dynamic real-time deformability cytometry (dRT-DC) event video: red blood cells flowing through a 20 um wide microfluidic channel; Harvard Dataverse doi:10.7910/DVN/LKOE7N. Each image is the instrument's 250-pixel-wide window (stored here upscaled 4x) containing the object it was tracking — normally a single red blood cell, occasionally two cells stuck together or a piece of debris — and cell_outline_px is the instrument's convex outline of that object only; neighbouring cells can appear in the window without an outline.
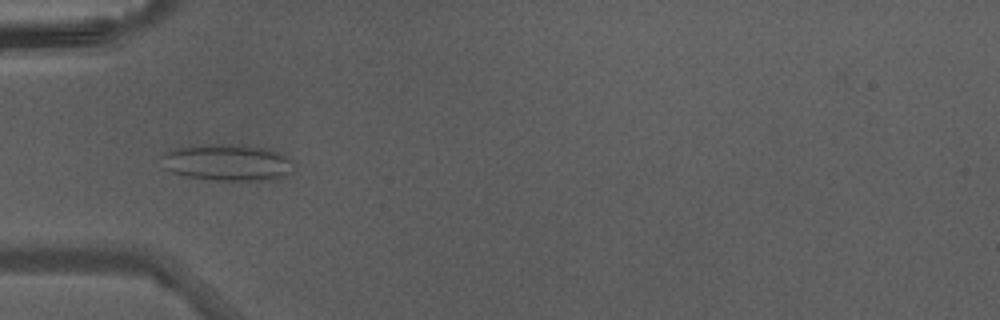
{"species": "Egyptian fruit bat (a non-hibernating species)", "species_latin": "Rousettus aegyptiacus", "temperature_condition": "warm", "stored_images_in_passage": 46, "camera_frame_rate_fps": 3000, "um_per_image_px": 0.085, "animal": {"sex": "male"}, "frame": {"image": 1, "passage_image": 16, "time_ms": 5.0, "image_size_px": [1000, 320], "cell_outline_px": [[296, 160], [292, 172], [288, 176], [276, 180], [216, 180], [184, 176], [172, 172], [164, 168], [160, 156], [164, 152], [176, 148], [208, 144], [232, 144], [268, 148]], "centroid_in_image_um": [19.39, 13.82], "position_along_channel_um": 65.6, "area_um2": 28.73}}
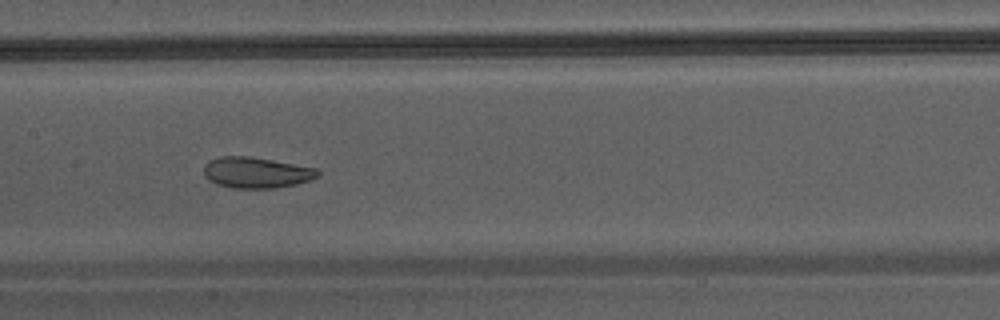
{"frame": {"image": 2, "passage_image": 24, "time_ms": 7.667, "image_size_px": [1000, 320], "cell_outline_px": [[320, 176], [312, 180], [296, 184], [276, 188], [232, 188], [216, 184], [208, 180], [204, 176], [204, 164], [208, 160], [224, 156], [248, 156], [272, 160], [316, 168], [320, 172]], "centroid_in_image_um": [21.78, 14.68], "position_along_channel_um": 185.6, "area_um2": 20.69}}
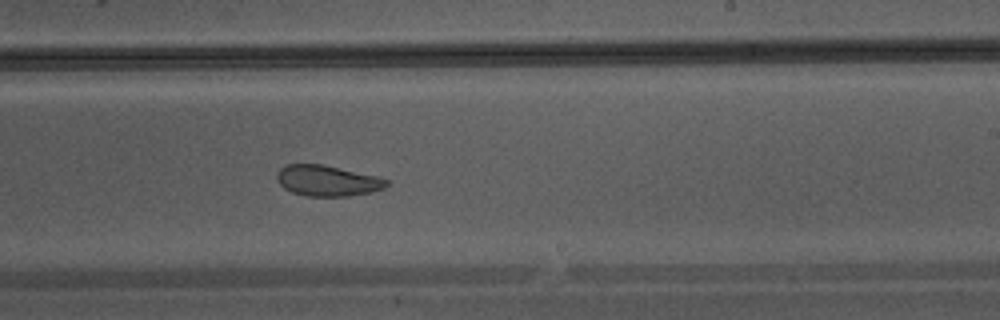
{"frame": {"image": 3, "passage_image": 29, "time_ms": 9.333, "image_size_px": [1000, 320], "cell_outline_px": [[388, 184], [384, 188], [372, 192], [348, 196], [304, 196], [292, 192], [284, 188], [276, 180], [276, 176], [280, 168], [288, 164], [324, 164], [380, 176], [388, 180]], "centroid_in_image_um": [27.84, 15.35], "position_along_channel_um": 261.2, "area_um2": 19.94}}